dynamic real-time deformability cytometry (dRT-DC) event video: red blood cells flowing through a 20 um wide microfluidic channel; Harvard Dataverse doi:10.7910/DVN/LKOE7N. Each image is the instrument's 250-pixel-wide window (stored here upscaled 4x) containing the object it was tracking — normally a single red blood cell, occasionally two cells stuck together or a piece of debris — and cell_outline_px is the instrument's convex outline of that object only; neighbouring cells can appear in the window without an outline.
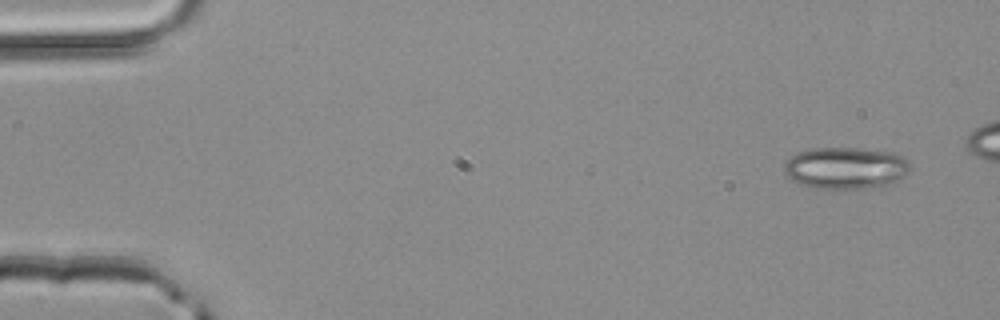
{"species": "common noctule bat (a hibernating species)", "species_latin": "Nyctalus noctula", "temperature_condition": "room temperature", "stored_images_in_passage": 4, "segment_of_instrument_passage": [2, 2], "camera_frame_rate_fps": 3000, "um_per_image_px": 0.085, "animal": {"sex": "male", "body_mass_g": 20.4}, "frame": {"image": 1, "passage_image": 4, "time_ms": 1.0, "image_size_px": [1000, 320], "cell_outline_px": [[908, 172], [900, 180], [888, 184], [864, 188], [812, 188], [800, 184], [792, 180], [784, 172], [784, 164], [796, 152], [812, 148], [856, 148], [892, 152], [904, 156], [908, 160]], "centroid_in_image_um": [71.87, 14.27], "position_along_channel_um": 13.1, "area_um2": 30.63}}